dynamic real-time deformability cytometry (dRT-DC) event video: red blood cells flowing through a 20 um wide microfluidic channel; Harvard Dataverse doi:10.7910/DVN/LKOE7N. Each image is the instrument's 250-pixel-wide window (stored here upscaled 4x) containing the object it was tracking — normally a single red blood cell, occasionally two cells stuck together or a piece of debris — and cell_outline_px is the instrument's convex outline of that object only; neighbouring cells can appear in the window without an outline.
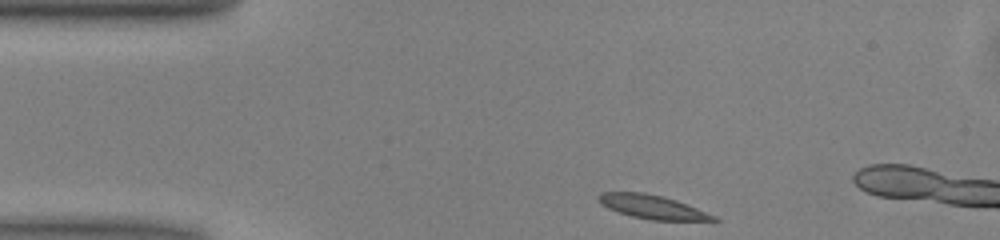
{"species": "common noctule bat (a hibernating species)", "species_latin": "Nyctalus noctula", "temperature_condition": "warm", "stored_images_in_passage": 44, "camera_frame_rate_fps": 3000, "um_per_image_px": 0.085, "animal": {"sex": "male", "body_mass_g": 13.0, "forearm_length_mm": 53.1}, "frame": {"image": 1, "passage_image": 1, "time_ms": 0.0, "image_size_px": [1000, 240], "cell_outline_px": [[720, 220], [652, 220], [632, 216], [608, 208], [600, 204], [596, 196], [600, 192], [644, 192], [664, 196], [676, 200], [716, 216]], "centroid_in_image_um": [55.39, 17.57], "position_along_channel_um": 29.6, "area_um2": 15.78}}
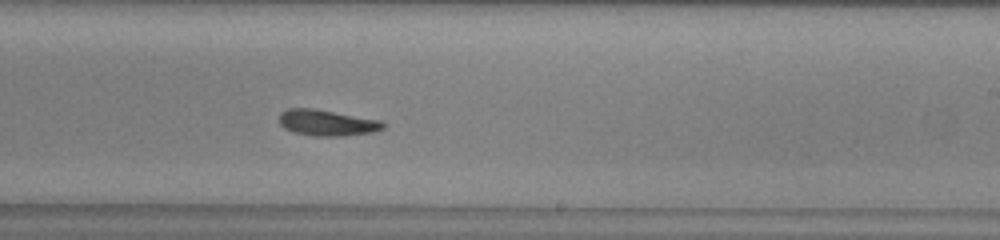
{"frame": {"image": 2, "passage_image": 22, "time_ms": 7.0, "image_size_px": [1000, 240], "cell_outline_px": [[384, 128], [372, 132], [344, 136], [316, 136], [292, 132], [284, 128], [280, 124], [280, 112], [288, 108], [312, 108], [380, 120], [384, 124]], "centroid_in_image_um": [27.76, 10.44], "position_along_channel_um": 261.2, "area_um2": 15.66}}
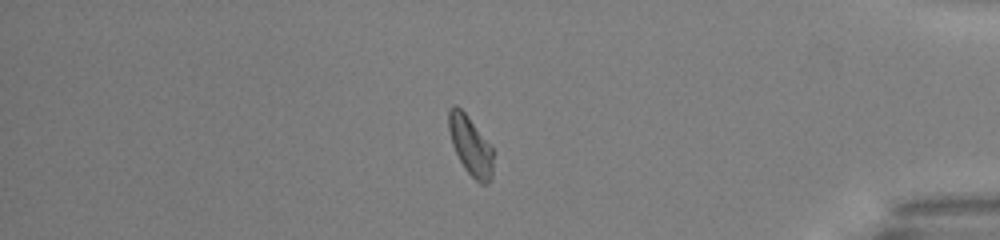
{"frame": {"image": 3, "passage_image": 35, "time_ms": 11.333, "image_size_px": [1000, 240], "cell_outline_px": [[496, 152], [492, 180], [488, 184], [480, 184], [464, 168], [452, 144], [448, 128], [448, 108], [452, 104], [456, 104], [468, 116]], "centroid_in_image_um": [40.03, 12.4], "position_along_channel_um": 395.2, "area_um2": 15.78}, "authors_computed_cell_mechanics": {"area_um2": 15.6638, "velocity_mm_per_s": 3.9941, "shape_relaxation_time_tau1_ms": 5.1222, "shape_relaxation_time_tau2_ms": 4.3051, "deformation_change_tau1": 0.1568, "deformation_change_tau2": 0.1105}}